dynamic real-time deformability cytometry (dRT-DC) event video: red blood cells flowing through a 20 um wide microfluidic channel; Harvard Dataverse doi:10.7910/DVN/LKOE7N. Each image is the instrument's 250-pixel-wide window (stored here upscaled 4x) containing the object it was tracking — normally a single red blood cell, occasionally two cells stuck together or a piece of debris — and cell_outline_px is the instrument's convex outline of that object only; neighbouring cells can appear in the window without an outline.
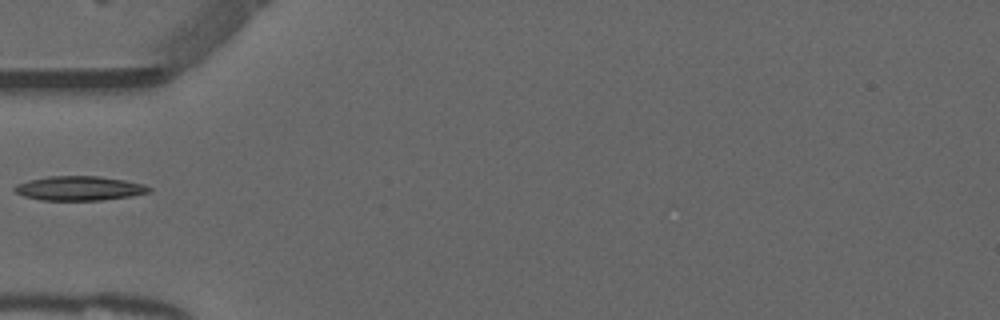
{"species": "common noctule bat (a hibernating species)", "species_latin": "Nyctalus noctula", "temperature_condition": "warm", "stored_images_in_passage": 35, "camera_frame_rate_fps": 3000, "um_per_image_px": 0.085, "animal": {"sex": "male", "forearm_length_mm": 52.5}, "frame": {"image": 1, "passage_image": 1, "time_ms": 0.0, "image_size_px": [1000, 320], "cell_outline_px": [[152, 192], [132, 196], [100, 200], [40, 200], [24, 196], [16, 192], [12, 188], [16, 184], [28, 180], [48, 176], [96, 176], [124, 180], [144, 184], [152, 188]], "centroid_in_image_um": [6.75, 16.0], "position_along_channel_um": 78.3, "area_um2": 19.13}}